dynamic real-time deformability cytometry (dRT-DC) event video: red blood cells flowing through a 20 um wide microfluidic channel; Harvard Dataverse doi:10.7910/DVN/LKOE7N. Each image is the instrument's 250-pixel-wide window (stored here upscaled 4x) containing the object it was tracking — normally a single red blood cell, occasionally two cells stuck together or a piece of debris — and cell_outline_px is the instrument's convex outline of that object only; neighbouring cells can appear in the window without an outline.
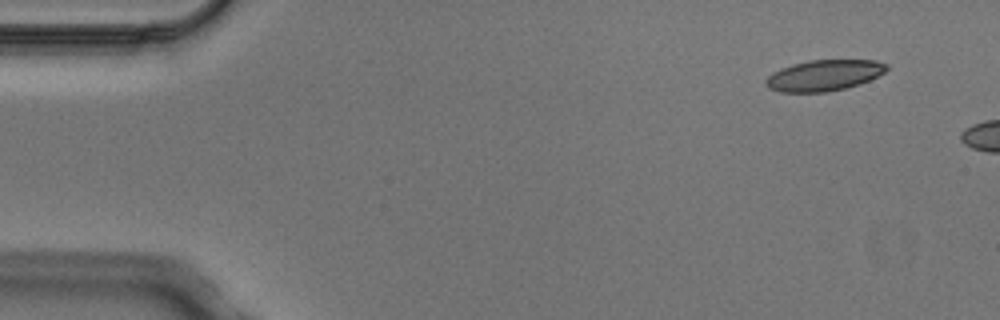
{"species": "Egyptian fruit bat (a non-hibernating species)", "species_latin": "Rousettus aegyptiacus", "temperature_condition": "cold", "stored_images_in_passage": 3, "camera_frame_rate_fps": 3000, "um_per_image_px": 0.085, "animal": {"sex": "male"}, "frame": {"image": 1, "passage_image": 1, "time_ms": 0.0, "image_size_px": [1000, 320], "cell_outline_px": [[888, 68], [884, 72], [860, 84], [828, 92], [780, 92], [768, 88], [764, 84], [764, 80], [772, 72], [780, 68], [792, 64], [808, 60], [876, 60], [888, 64]], "centroid_in_image_um": [70.0, 6.4], "position_along_channel_um": 15.0, "area_um2": 21.91}}